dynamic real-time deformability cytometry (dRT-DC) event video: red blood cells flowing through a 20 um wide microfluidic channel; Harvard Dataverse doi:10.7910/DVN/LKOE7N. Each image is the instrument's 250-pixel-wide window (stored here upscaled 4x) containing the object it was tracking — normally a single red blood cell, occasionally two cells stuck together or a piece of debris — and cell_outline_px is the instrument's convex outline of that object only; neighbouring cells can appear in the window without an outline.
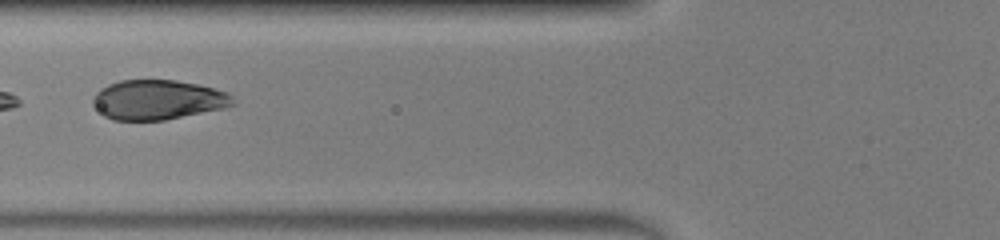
{"species": "human", "species_latin": "Homo sapiens", "temperature_condition": "warm", "stored_images_in_passage": 18, "segment_of_instrument_passage": [2, 2], "camera_frame_rate_fps": 3000, "um_per_image_px": 0.085, "donor": {"sex": "male"}, "frame": {"image": 1, "passage_image": 16, "time_ms": 5.0, "image_size_px": [1000, 240], "cell_outline_px": [[236, 104], [224, 108], [164, 120], [112, 120], [104, 116], [92, 104], [92, 100], [96, 92], [100, 88], [108, 84], [120, 80], [176, 80], [196, 84], [228, 92], [232, 96]], "centroid_in_image_um": [13.4, 8.48], "position_along_channel_um": 112.4, "area_um2": 32.43}}